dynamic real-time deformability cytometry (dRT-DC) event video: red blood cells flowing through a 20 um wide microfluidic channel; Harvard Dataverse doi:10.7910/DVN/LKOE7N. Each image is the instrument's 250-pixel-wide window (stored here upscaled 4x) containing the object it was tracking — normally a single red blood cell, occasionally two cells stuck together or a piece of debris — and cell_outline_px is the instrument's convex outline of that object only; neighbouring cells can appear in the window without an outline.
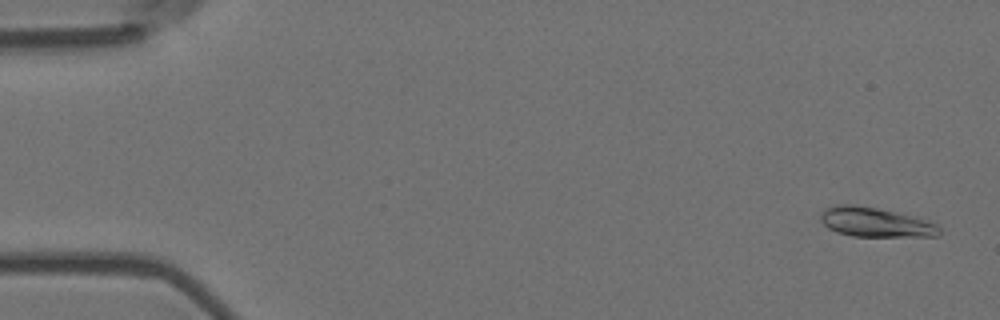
{"species": "Egyptian fruit bat (a non-hibernating species)", "species_latin": "Rousettus aegyptiacus", "temperature_condition": "room temperature", "stored_images_in_passage": 55, "camera_frame_rate_fps": 3000, "um_per_image_px": 0.085, "animal": {"sex": "female"}, "frame": {"image": 1, "passage_image": 2, "time_ms": 0.333, "image_size_px": [1000, 320], "cell_outline_px": [[940, 232], [936, 236], [852, 236], [836, 232], [828, 228], [820, 220], [820, 216], [824, 208], [836, 204], [856, 204], [916, 216], [936, 224], [940, 228]], "centroid_in_image_um": [74.37, 18.88], "position_along_channel_um": 10.6, "area_um2": 20.46}}
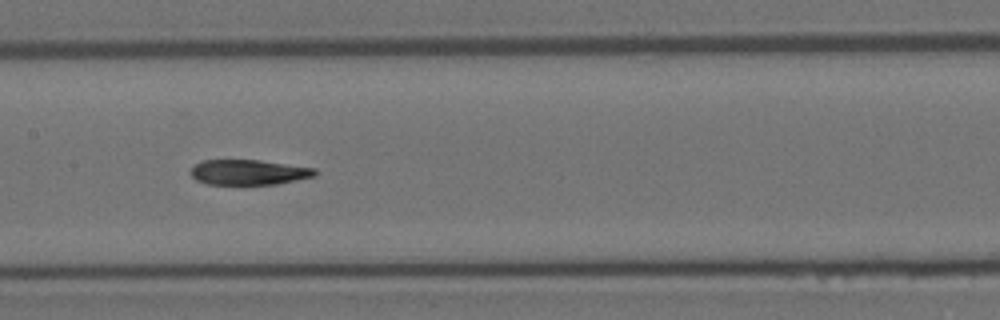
{"frame": {"image": 2, "passage_image": 27, "time_ms": 8.667, "image_size_px": [1000, 320], "cell_outline_px": [[316, 176], [276, 184], [204, 184], [196, 180], [192, 176], [192, 168], [196, 164], [204, 160], [260, 160], [316, 168]], "centroid_in_image_um": [21.16, 14.64], "position_along_channel_um": 186.2, "area_um2": 18.15}}
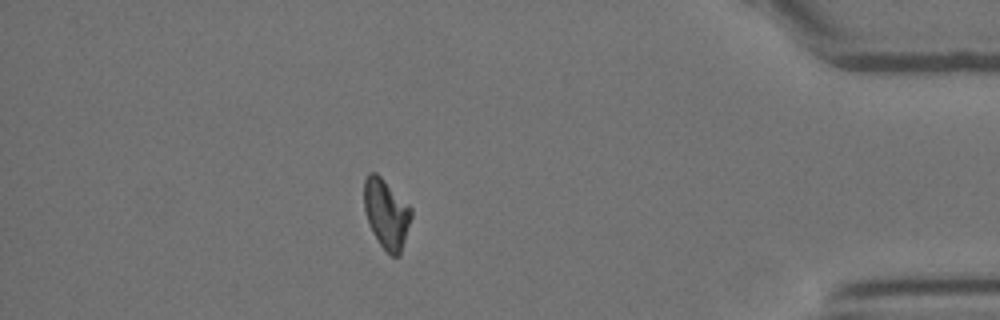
{"frame": {"image": 3, "passage_image": 48, "time_ms": 15.667, "image_size_px": [1000, 320], "cell_outline_px": [[412, 216], [400, 256], [392, 256], [380, 244], [372, 232], [364, 208], [364, 180], [368, 172], [376, 172], [412, 208]], "centroid_in_image_um": [32.84, 18.16], "position_along_channel_um": 402.4, "area_um2": 18.96}, "authors_computed_cell_mechanics": {"area_um2": 19.4786, "velocity_mm_per_s": 3.6909, "shape_relaxation_time_tau1_ms": 8.1444, "shape_relaxation_time_tau2_ms": 6.1987, "deformation_change_tau1": 0.2109, "deformation_change_tau2": 0.1321}}